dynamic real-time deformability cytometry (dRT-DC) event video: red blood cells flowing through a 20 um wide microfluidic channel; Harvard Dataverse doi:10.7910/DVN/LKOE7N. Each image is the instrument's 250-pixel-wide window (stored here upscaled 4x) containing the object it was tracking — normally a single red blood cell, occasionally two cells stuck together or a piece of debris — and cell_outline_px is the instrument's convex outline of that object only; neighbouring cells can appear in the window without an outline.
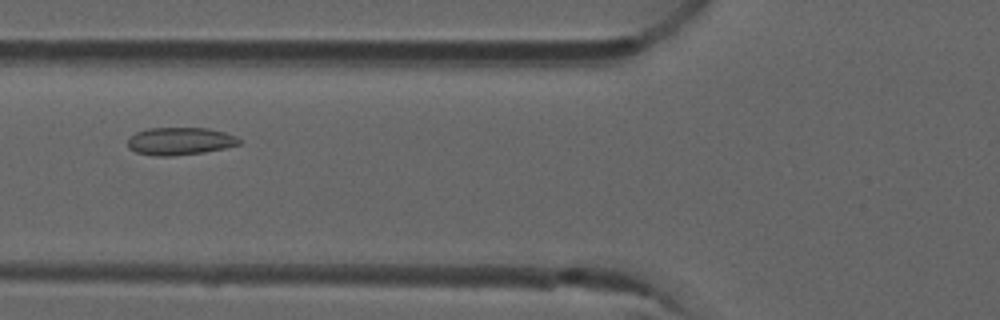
{"species": "common noctule bat (a hibernating species)", "species_latin": "Nyctalus noctula", "temperature_condition": "room temperature", "stored_images_in_passage": 41, "camera_frame_rate_fps": 3000, "um_per_image_px": 0.085, "animal": {"sex": "male", "forearm_length_mm": 52.5}, "frame": {"image": 1, "passage_image": 9, "time_ms": 2.667, "image_size_px": [1000, 320], "cell_outline_px": [[240, 144], [224, 148], [204, 152], [172, 156], [152, 156], [136, 152], [128, 148], [128, 140], [136, 132], [148, 128], [208, 128], [224, 132], [236, 136], [240, 140]], "centroid_in_image_um": [15.28, 12.0], "position_along_channel_um": 110.5, "area_um2": 17.92}}
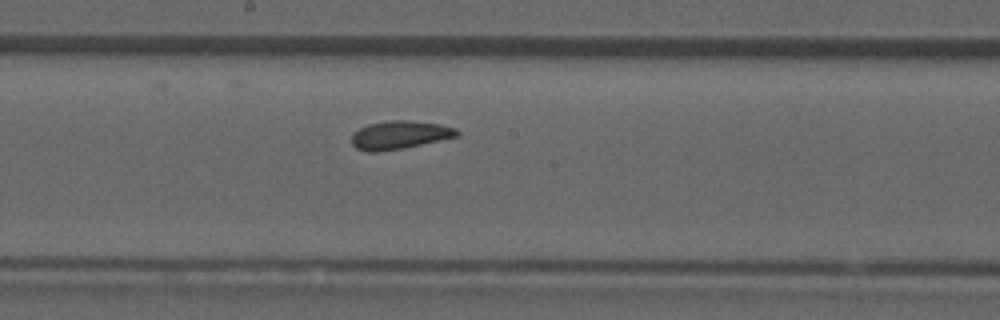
{"frame": {"image": 2, "passage_image": 17, "time_ms": 5.333, "image_size_px": [1000, 320], "cell_outline_px": [[460, 132], [456, 136], [440, 140], [404, 148], [376, 152], [368, 152], [356, 148], [352, 144], [352, 132], [368, 124], [388, 120], [408, 120], [440, 124], [456, 128]], "centroid_in_image_um": [33.94, 11.47], "position_along_channel_um": 214.3, "area_um2": 17.34}}
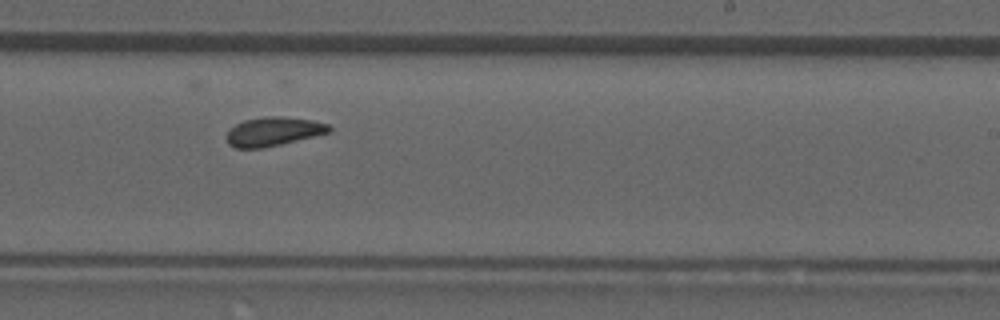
{"frame": {"image": 3, "passage_image": 21, "time_ms": 6.667, "image_size_px": [1000, 320], "cell_outline_px": [[332, 132], [264, 148], [236, 148], [228, 144], [224, 136], [236, 124], [244, 120], [268, 116], [284, 116], [312, 120], [328, 124], [332, 128]], "centroid_in_image_um": [23.25, 11.18], "position_along_channel_um": 265.8, "area_um2": 17.4}, "authors_computed_cell_mechanics": {"area_um2": 17.2244, "velocity_mm_per_s": 3.8947, "shape_relaxation_time_tau1_ms": null, "shape_relaxation_time_tau2_ms": 2.1172, "deformation_change_tau1": null, "deformation_change_tau2": 0.0664}}